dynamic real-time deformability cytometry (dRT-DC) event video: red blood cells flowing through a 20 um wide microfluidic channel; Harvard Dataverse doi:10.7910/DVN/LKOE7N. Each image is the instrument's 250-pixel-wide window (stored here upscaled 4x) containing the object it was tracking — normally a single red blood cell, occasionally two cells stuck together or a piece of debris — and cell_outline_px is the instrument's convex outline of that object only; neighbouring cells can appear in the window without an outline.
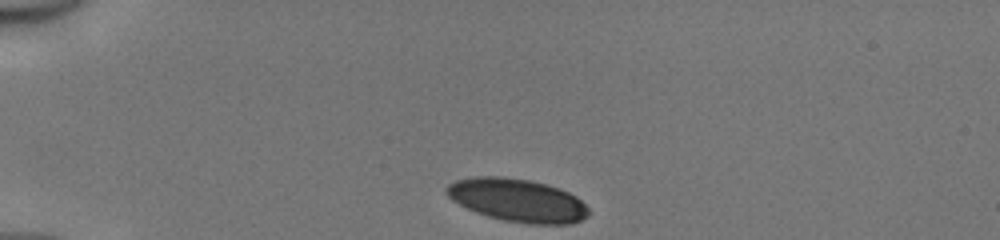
{"species": "human", "species_latin": "Homo sapiens", "temperature_condition": "cold", "stored_images_in_passage": 32, "camera_frame_rate_fps": 3000, "um_per_image_px": 0.085, "donor": {"sex": "male"}, "frame": {"image": 1, "passage_image": 1, "time_ms": 0.0, "image_size_px": [1000, 240], "cell_outline_px": [[592, 212], [588, 216], [572, 224], [528, 224], [504, 220], [488, 216], [476, 212], [452, 200], [448, 196], [444, 188], [448, 184], [456, 180], [472, 176], [500, 176], [528, 180], [544, 184], [568, 192], [576, 196]], "centroid_in_image_um": [43.98, 17.02], "position_along_channel_um": 41.0, "area_um2": 35.55}}
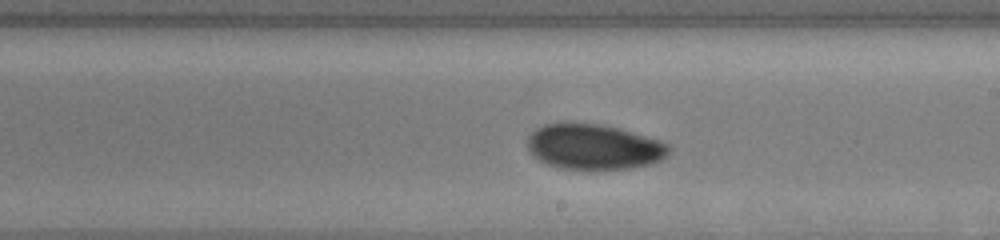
{"frame": {"image": 2, "passage_image": 19, "time_ms": 6.0, "image_size_px": [1000, 240], "cell_outline_px": [[672, 148], [668, 156], [652, 164], [632, 168], [588, 172], [556, 168], [532, 156], [528, 148], [528, 136], [536, 128], [544, 124], [564, 120], [600, 124], [620, 128], [660, 140], [668, 144]], "centroid_in_image_um": [50.47, 12.49], "position_along_channel_um": 238.5, "area_um2": 39.07}}
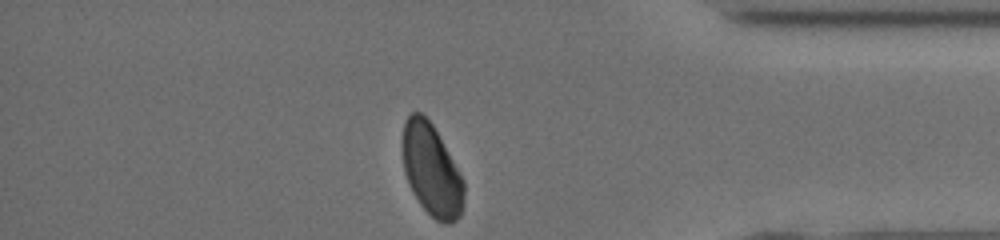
{"frame": {"image": 3, "passage_image": 32, "time_ms": 10.333, "image_size_px": [1000, 240], "cell_outline_px": [[464, 196], [460, 216], [452, 224], [444, 224], [436, 220], [420, 204], [412, 192], [408, 184], [404, 172], [400, 148], [400, 144], [404, 120], [412, 112], [420, 112], [432, 124], [460, 172], [464, 180]], "centroid_in_image_um": [36.64, 14.45], "position_along_channel_um": 398.6, "area_um2": 33.35}, "authors_computed_cell_mechanics": {"area_um2": 37.7723, "velocity_mm_per_s": 4.1483, "shape_relaxation_time_tau1_ms": 3.8901, "shape_relaxation_time_tau2_ms": 1.9248, "deformation_change_tau1": 0.1098, "deformation_change_tau2": 0.0513}}